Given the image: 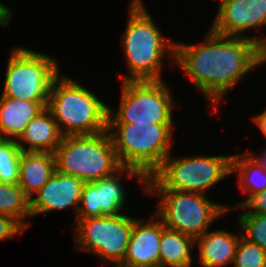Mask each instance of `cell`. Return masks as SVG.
Here are the masks:
<instances>
[{
    "label": "cell",
    "instance_id": "obj_1",
    "mask_svg": "<svg viewBox=\"0 0 266 267\" xmlns=\"http://www.w3.org/2000/svg\"><path fill=\"white\" fill-rule=\"evenodd\" d=\"M175 62L215 107L251 69L266 61V39L224 36L211 29L201 45L176 43Z\"/></svg>",
    "mask_w": 266,
    "mask_h": 267
},
{
    "label": "cell",
    "instance_id": "obj_2",
    "mask_svg": "<svg viewBox=\"0 0 266 267\" xmlns=\"http://www.w3.org/2000/svg\"><path fill=\"white\" fill-rule=\"evenodd\" d=\"M128 11L122 44L129 75L122 81L163 80V58L168 54L175 60L176 42L163 36L141 0H132Z\"/></svg>",
    "mask_w": 266,
    "mask_h": 267
},
{
    "label": "cell",
    "instance_id": "obj_3",
    "mask_svg": "<svg viewBox=\"0 0 266 267\" xmlns=\"http://www.w3.org/2000/svg\"><path fill=\"white\" fill-rule=\"evenodd\" d=\"M60 75L52 83L46 108L62 136L94 135L106 131L109 106L95 92Z\"/></svg>",
    "mask_w": 266,
    "mask_h": 267
},
{
    "label": "cell",
    "instance_id": "obj_4",
    "mask_svg": "<svg viewBox=\"0 0 266 267\" xmlns=\"http://www.w3.org/2000/svg\"><path fill=\"white\" fill-rule=\"evenodd\" d=\"M172 126L150 123L107 124V131L121 165L137 169L148 178L169 155Z\"/></svg>",
    "mask_w": 266,
    "mask_h": 267
},
{
    "label": "cell",
    "instance_id": "obj_5",
    "mask_svg": "<svg viewBox=\"0 0 266 267\" xmlns=\"http://www.w3.org/2000/svg\"><path fill=\"white\" fill-rule=\"evenodd\" d=\"M56 171L78 177L84 183L97 181L119 171V162L109 132L64 136L55 152Z\"/></svg>",
    "mask_w": 266,
    "mask_h": 267
},
{
    "label": "cell",
    "instance_id": "obj_6",
    "mask_svg": "<svg viewBox=\"0 0 266 267\" xmlns=\"http://www.w3.org/2000/svg\"><path fill=\"white\" fill-rule=\"evenodd\" d=\"M169 154L147 178L146 190H175L205 194L213 185L232 174L229 155L174 158Z\"/></svg>",
    "mask_w": 266,
    "mask_h": 267
},
{
    "label": "cell",
    "instance_id": "obj_7",
    "mask_svg": "<svg viewBox=\"0 0 266 267\" xmlns=\"http://www.w3.org/2000/svg\"><path fill=\"white\" fill-rule=\"evenodd\" d=\"M147 194L160 195L154 216L162 220L165 227L188 235L194 239L208 231L210 224L232 210L227 205L213 203L205 194L175 190H146Z\"/></svg>",
    "mask_w": 266,
    "mask_h": 267
},
{
    "label": "cell",
    "instance_id": "obj_8",
    "mask_svg": "<svg viewBox=\"0 0 266 267\" xmlns=\"http://www.w3.org/2000/svg\"><path fill=\"white\" fill-rule=\"evenodd\" d=\"M7 63L1 96L48 101L52 83L60 70L55 59L24 47H16L11 51Z\"/></svg>",
    "mask_w": 266,
    "mask_h": 267
},
{
    "label": "cell",
    "instance_id": "obj_9",
    "mask_svg": "<svg viewBox=\"0 0 266 267\" xmlns=\"http://www.w3.org/2000/svg\"><path fill=\"white\" fill-rule=\"evenodd\" d=\"M117 112L109 107L107 124H172L174 105L162 80L122 81Z\"/></svg>",
    "mask_w": 266,
    "mask_h": 267
},
{
    "label": "cell",
    "instance_id": "obj_10",
    "mask_svg": "<svg viewBox=\"0 0 266 267\" xmlns=\"http://www.w3.org/2000/svg\"><path fill=\"white\" fill-rule=\"evenodd\" d=\"M134 220L123 214L75 218L76 249L92 252L115 265L121 264Z\"/></svg>",
    "mask_w": 266,
    "mask_h": 267
},
{
    "label": "cell",
    "instance_id": "obj_11",
    "mask_svg": "<svg viewBox=\"0 0 266 267\" xmlns=\"http://www.w3.org/2000/svg\"><path fill=\"white\" fill-rule=\"evenodd\" d=\"M126 172L129 179L138 177L143 184L147 178L137 169L122 167L111 176L97 181L85 182L81 190V200L76 218L102 217L105 215H119L124 208L126 192L121 184L122 176L118 173Z\"/></svg>",
    "mask_w": 266,
    "mask_h": 267
},
{
    "label": "cell",
    "instance_id": "obj_12",
    "mask_svg": "<svg viewBox=\"0 0 266 267\" xmlns=\"http://www.w3.org/2000/svg\"><path fill=\"white\" fill-rule=\"evenodd\" d=\"M84 182L78 177L55 171L43 187L30 198L31 217L49 211L73 208L76 217L81 200Z\"/></svg>",
    "mask_w": 266,
    "mask_h": 267
},
{
    "label": "cell",
    "instance_id": "obj_13",
    "mask_svg": "<svg viewBox=\"0 0 266 267\" xmlns=\"http://www.w3.org/2000/svg\"><path fill=\"white\" fill-rule=\"evenodd\" d=\"M144 223V219L134 220L129 244L121 266L151 267L159 265V246L162 230L165 228L162 220Z\"/></svg>",
    "mask_w": 266,
    "mask_h": 267
},
{
    "label": "cell",
    "instance_id": "obj_14",
    "mask_svg": "<svg viewBox=\"0 0 266 267\" xmlns=\"http://www.w3.org/2000/svg\"><path fill=\"white\" fill-rule=\"evenodd\" d=\"M48 101L0 97V138L17 140L28 123L46 108Z\"/></svg>",
    "mask_w": 266,
    "mask_h": 267
},
{
    "label": "cell",
    "instance_id": "obj_15",
    "mask_svg": "<svg viewBox=\"0 0 266 267\" xmlns=\"http://www.w3.org/2000/svg\"><path fill=\"white\" fill-rule=\"evenodd\" d=\"M242 232L237 234L223 229L208 232L195 239L199 243V264L203 267H222L233 263Z\"/></svg>",
    "mask_w": 266,
    "mask_h": 267
},
{
    "label": "cell",
    "instance_id": "obj_16",
    "mask_svg": "<svg viewBox=\"0 0 266 267\" xmlns=\"http://www.w3.org/2000/svg\"><path fill=\"white\" fill-rule=\"evenodd\" d=\"M56 171L55 155L51 152L22 151L19 161L18 185L32 198Z\"/></svg>",
    "mask_w": 266,
    "mask_h": 267
},
{
    "label": "cell",
    "instance_id": "obj_17",
    "mask_svg": "<svg viewBox=\"0 0 266 267\" xmlns=\"http://www.w3.org/2000/svg\"><path fill=\"white\" fill-rule=\"evenodd\" d=\"M62 137L57 122L51 112L45 108L28 123L24 132L18 138V140L27 143L29 148L18 140L17 144L21 151L54 153Z\"/></svg>",
    "mask_w": 266,
    "mask_h": 267
},
{
    "label": "cell",
    "instance_id": "obj_18",
    "mask_svg": "<svg viewBox=\"0 0 266 267\" xmlns=\"http://www.w3.org/2000/svg\"><path fill=\"white\" fill-rule=\"evenodd\" d=\"M215 18L210 29L220 35L242 37L243 31L254 29V12L247 0H221Z\"/></svg>",
    "mask_w": 266,
    "mask_h": 267
},
{
    "label": "cell",
    "instance_id": "obj_19",
    "mask_svg": "<svg viewBox=\"0 0 266 267\" xmlns=\"http://www.w3.org/2000/svg\"><path fill=\"white\" fill-rule=\"evenodd\" d=\"M195 245L194 238L165 227L159 246V265L192 267L191 249Z\"/></svg>",
    "mask_w": 266,
    "mask_h": 267
},
{
    "label": "cell",
    "instance_id": "obj_20",
    "mask_svg": "<svg viewBox=\"0 0 266 267\" xmlns=\"http://www.w3.org/2000/svg\"><path fill=\"white\" fill-rule=\"evenodd\" d=\"M232 174L238 172L242 191L250 194L266 190V170L252 158L250 152L232 155Z\"/></svg>",
    "mask_w": 266,
    "mask_h": 267
},
{
    "label": "cell",
    "instance_id": "obj_21",
    "mask_svg": "<svg viewBox=\"0 0 266 267\" xmlns=\"http://www.w3.org/2000/svg\"><path fill=\"white\" fill-rule=\"evenodd\" d=\"M0 214L13 217L27 228L28 223H25L24 219L31 218L30 198L18 183L0 182Z\"/></svg>",
    "mask_w": 266,
    "mask_h": 267
},
{
    "label": "cell",
    "instance_id": "obj_22",
    "mask_svg": "<svg viewBox=\"0 0 266 267\" xmlns=\"http://www.w3.org/2000/svg\"><path fill=\"white\" fill-rule=\"evenodd\" d=\"M21 153L17 140L0 138V182L18 183Z\"/></svg>",
    "mask_w": 266,
    "mask_h": 267
},
{
    "label": "cell",
    "instance_id": "obj_23",
    "mask_svg": "<svg viewBox=\"0 0 266 267\" xmlns=\"http://www.w3.org/2000/svg\"><path fill=\"white\" fill-rule=\"evenodd\" d=\"M233 265L234 267H266V250L241 235Z\"/></svg>",
    "mask_w": 266,
    "mask_h": 267
},
{
    "label": "cell",
    "instance_id": "obj_24",
    "mask_svg": "<svg viewBox=\"0 0 266 267\" xmlns=\"http://www.w3.org/2000/svg\"><path fill=\"white\" fill-rule=\"evenodd\" d=\"M238 221L242 235L266 250V214L242 213Z\"/></svg>",
    "mask_w": 266,
    "mask_h": 267
},
{
    "label": "cell",
    "instance_id": "obj_25",
    "mask_svg": "<svg viewBox=\"0 0 266 267\" xmlns=\"http://www.w3.org/2000/svg\"><path fill=\"white\" fill-rule=\"evenodd\" d=\"M237 207L251 209L243 213H257V214H266V190L262 192L255 193L236 204Z\"/></svg>",
    "mask_w": 266,
    "mask_h": 267
},
{
    "label": "cell",
    "instance_id": "obj_26",
    "mask_svg": "<svg viewBox=\"0 0 266 267\" xmlns=\"http://www.w3.org/2000/svg\"><path fill=\"white\" fill-rule=\"evenodd\" d=\"M25 228L13 217L0 214V241L22 233Z\"/></svg>",
    "mask_w": 266,
    "mask_h": 267
},
{
    "label": "cell",
    "instance_id": "obj_27",
    "mask_svg": "<svg viewBox=\"0 0 266 267\" xmlns=\"http://www.w3.org/2000/svg\"><path fill=\"white\" fill-rule=\"evenodd\" d=\"M254 12V28L266 25V0H247Z\"/></svg>",
    "mask_w": 266,
    "mask_h": 267
},
{
    "label": "cell",
    "instance_id": "obj_28",
    "mask_svg": "<svg viewBox=\"0 0 266 267\" xmlns=\"http://www.w3.org/2000/svg\"><path fill=\"white\" fill-rule=\"evenodd\" d=\"M12 11L6 5L0 2V25L7 26L12 18Z\"/></svg>",
    "mask_w": 266,
    "mask_h": 267
},
{
    "label": "cell",
    "instance_id": "obj_29",
    "mask_svg": "<svg viewBox=\"0 0 266 267\" xmlns=\"http://www.w3.org/2000/svg\"><path fill=\"white\" fill-rule=\"evenodd\" d=\"M253 120L257 125V128H259L264 134V137H266V110H264L261 114L253 117Z\"/></svg>",
    "mask_w": 266,
    "mask_h": 267
},
{
    "label": "cell",
    "instance_id": "obj_30",
    "mask_svg": "<svg viewBox=\"0 0 266 267\" xmlns=\"http://www.w3.org/2000/svg\"><path fill=\"white\" fill-rule=\"evenodd\" d=\"M254 160H256L265 170H266V149L262 156L260 155L259 157H253Z\"/></svg>",
    "mask_w": 266,
    "mask_h": 267
},
{
    "label": "cell",
    "instance_id": "obj_31",
    "mask_svg": "<svg viewBox=\"0 0 266 267\" xmlns=\"http://www.w3.org/2000/svg\"><path fill=\"white\" fill-rule=\"evenodd\" d=\"M151 267H167V266L157 265V266H151Z\"/></svg>",
    "mask_w": 266,
    "mask_h": 267
},
{
    "label": "cell",
    "instance_id": "obj_32",
    "mask_svg": "<svg viewBox=\"0 0 266 267\" xmlns=\"http://www.w3.org/2000/svg\"><path fill=\"white\" fill-rule=\"evenodd\" d=\"M115 267H125V266H121L120 264L115 265Z\"/></svg>",
    "mask_w": 266,
    "mask_h": 267
}]
</instances>
